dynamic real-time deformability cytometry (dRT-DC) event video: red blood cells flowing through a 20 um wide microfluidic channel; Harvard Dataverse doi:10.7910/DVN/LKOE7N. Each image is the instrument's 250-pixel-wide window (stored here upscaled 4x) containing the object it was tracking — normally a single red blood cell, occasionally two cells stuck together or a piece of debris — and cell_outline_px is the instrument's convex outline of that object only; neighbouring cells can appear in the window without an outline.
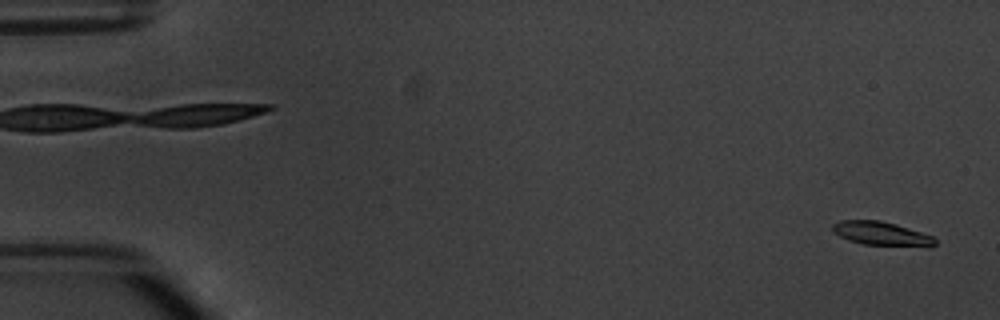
{"species": "common noctule bat (a hibernating species)", "species_latin": "Nyctalus noctula", "temperature_condition": "warm", "stored_images_in_passage": 3, "camera_frame_rate_fps": 3000, "um_per_image_px": 0.085, "animal": {"sex": "male", "body_mass_g": 20.1, "forearm_length_mm": 53.5}, "frame": {"image": 1, "passage_image": 3, "time_ms": 3.333, "image_size_px": [1000, 320], "cell_outline_px": [[936, 244], [864, 244], [848, 240], [840, 236], [832, 228], [832, 224], [840, 220], [880, 220], [896, 224], [932, 236], [936, 240]], "centroid_in_image_um": [74.79, 19.8], "position_along_channel_um": 10.2, "area_um2": 13.29}}